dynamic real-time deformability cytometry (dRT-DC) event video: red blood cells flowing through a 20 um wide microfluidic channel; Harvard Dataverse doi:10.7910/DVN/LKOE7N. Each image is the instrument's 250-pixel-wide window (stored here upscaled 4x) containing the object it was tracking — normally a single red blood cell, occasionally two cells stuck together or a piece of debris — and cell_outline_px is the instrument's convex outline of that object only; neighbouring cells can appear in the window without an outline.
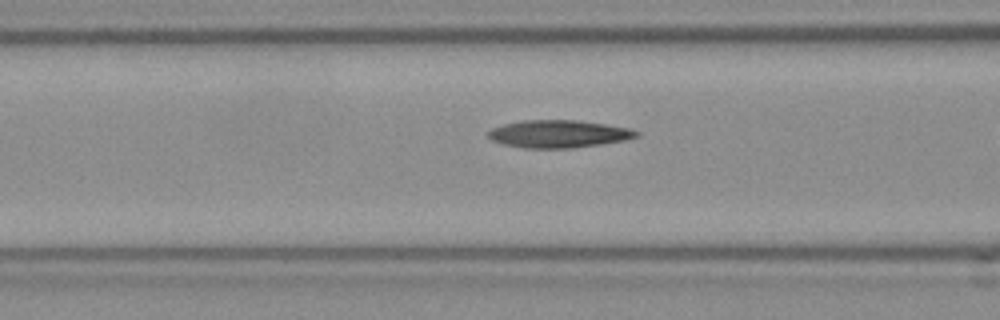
{"species": "Egyptian fruit bat (a non-hibernating species)", "species_latin": "Rousettus aegyptiacus", "temperature_condition": "room temperature", "stored_images_in_passage": 15, "camera_frame_rate_fps": 3000, "um_per_image_px": 0.085, "frame": {"image": 1, "passage_image": 13, "time_ms": 4.0, "image_size_px": [1000, 320], "cell_outline_px": [[640, 136], [624, 140], [600, 144], [572, 148], [524, 148], [504, 144], [492, 140], [484, 132], [492, 128], [504, 124], [524, 120], [576, 120], [632, 128], [640, 132]], "centroid_in_image_um": [47.48, 11.38], "position_along_channel_um": 119.1, "area_um2": 23.87}}